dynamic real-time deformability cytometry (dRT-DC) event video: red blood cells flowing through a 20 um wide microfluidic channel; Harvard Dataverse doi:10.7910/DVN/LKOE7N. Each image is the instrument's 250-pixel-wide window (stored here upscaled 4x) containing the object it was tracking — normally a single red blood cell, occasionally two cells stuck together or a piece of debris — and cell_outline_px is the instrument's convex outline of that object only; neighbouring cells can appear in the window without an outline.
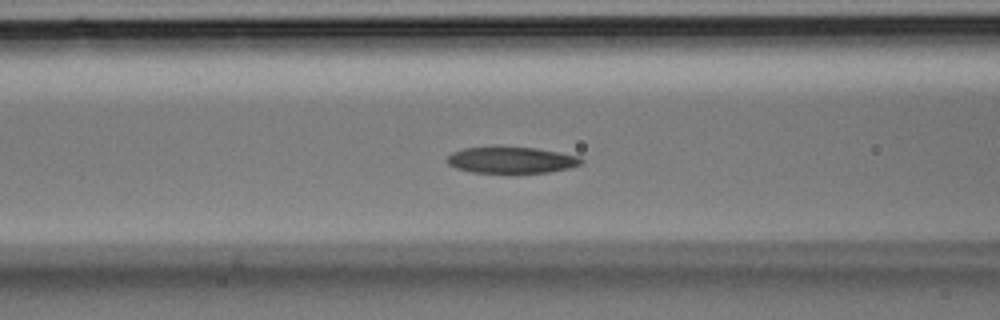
{"species": "Egyptian fruit bat (a non-hibernating species)", "species_latin": "Rousettus aegyptiacus", "temperature_condition": "room temperature", "stored_images_in_passage": 35, "camera_frame_rate_fps": 3000, "um_per_image_px": 0.085, "animal": {"sex": "male"}, "frame": {"image": 1, "passage_image": 13, "time_ms": 4.0, "image_size_px": [1000, 320], "cell_outline_px": [[584, 160], [580, 164], [568, 168], [548, 172], [508, 176], [472, 172], [456, 168], [448, 164], [448, 156], [452, 152], [464, 148], [536, 148], [560, 152], [576, 156]], "centroid_in_image_um": [43.46, 13.67], "position_along_channel_um": 123.1, "area_um2": 21.04}}
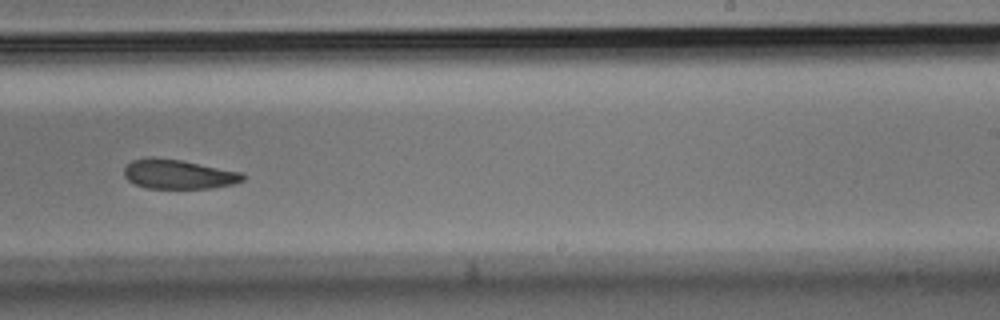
{"frame": {"image": 2, "passage_image": 21, "time_ms": 6.667, "image_size_px": [1000, 320], "cell_outline_px": [[244, 180], [232, 184], [212, 188], [148, 188], [136, 184], [128, 180], [124, 176], [124, 168], [132, 160], [180, 160], [244, 172]], "centroid_in_image_um": [15.24, 14.84], "position_along_channel_um": 273.8, "area_um2": 19.65}}
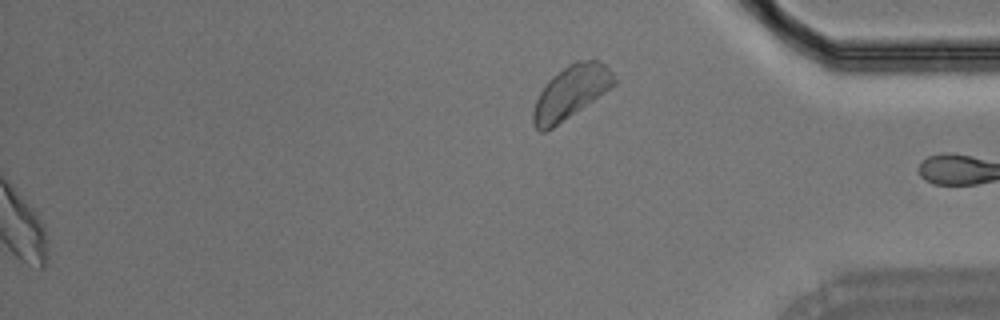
{"frame": {"image": 3, "passage_image": 35, "time_ms": 11.333, "image_size_px": [1000, 320], "cell_outline_px": [[616, 84], [552, 128], [544, 132], [540, 132], [532, 124], [532, 112], [536, 100], [540, 92], [548, 80], [552, 76], [568, 64], [576, 60], [596, 60], [604, 64], [612, 72], [616, 80]], "centroid_in_image_um": [48.49, 7.83], "position_along_channel_um": 386.7, "area_um2": 24.62}}